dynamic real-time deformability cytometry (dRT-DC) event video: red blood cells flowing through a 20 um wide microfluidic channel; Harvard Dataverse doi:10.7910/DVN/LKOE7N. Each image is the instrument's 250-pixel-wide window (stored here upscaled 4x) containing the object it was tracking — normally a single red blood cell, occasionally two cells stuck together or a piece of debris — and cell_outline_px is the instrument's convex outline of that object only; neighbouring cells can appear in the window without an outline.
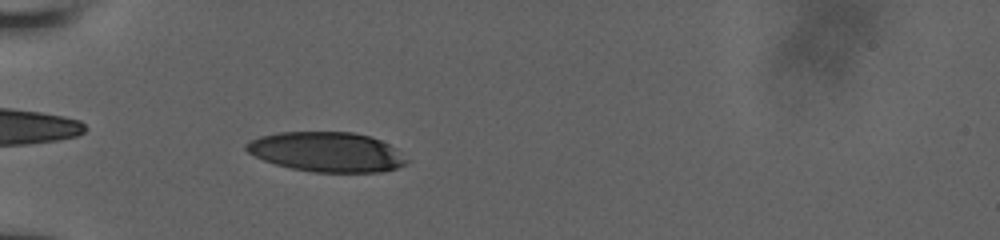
{"species": "human", "species_latin": "Homo sapiens", "temperature_condition": "room temperature", "stored_images_in_passage": 56, "camera_frame_rate_fps": 3000, "um_per_image_px": 0.085, "donor": {"sex": "male"}, "frame": {"image": 1, "passage_image": 20, "time_ms": 6.333, "image_size_px": [1000, 240], "cell_outline_px": [[408, 160], [404, 164], [396, 168], [380, 172], [316, 172], [292, 168], [276, 164], [264, 160], [248, 152], [244, 148], [244, 144], [260, 136], [280, 132], [352, 132], [372, 136], [388, 144]], "centroid_in_image_um": [27.75, 12.91], "position_along_channel_um": 57.2, "area_um2": 36.82}}
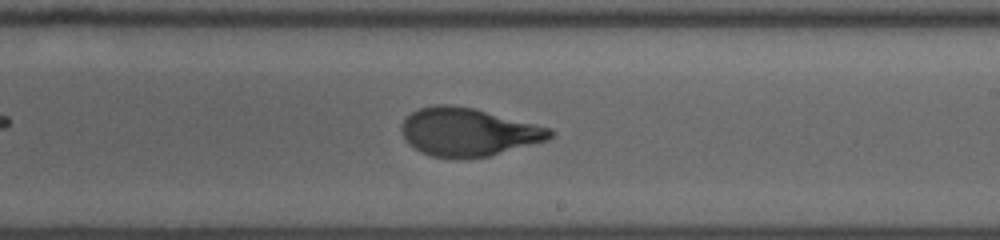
{"frame": {"image": 2, "passage_image": 36, "time_ms": 11.667, "image_size_px": [1000, 240], "cell_outline_px": [[556, 132], [548, 140], [488, 156], [456, 160], [432, 156], [420, 152], [408, 144], [404, 140], [400, 132], [400, 124], [412, 112], [420, 108], [436, 104], [452, 104], [476, 108], [552, 128]], "centroid_in_image_um": [39.78, 11.23], "position_along_channel_um": 249.2, "area_um2": 42.37}}
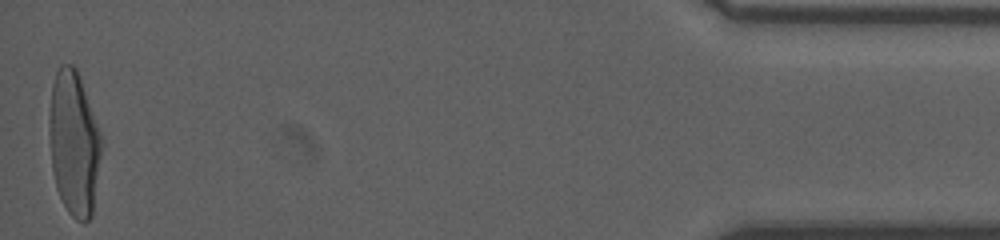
{"frame": {"image": 3, "passage_image": 56, "time_ms": 18.333, "image_size_px": [1000, 240], "cell_outline_px": [[104, 140], [92, 216], [84, 224], [76, 220], [68, 212], [56, 188], [52, 168], [48, 120], [52, 84], [56, 72], [60, 64], [72, 64], [76, 68]], "centroid_in_image_um": [6.3, 12.2], "position_along_channel_um": 428.9, "area_um2": 44.45}, "authors_computed_cell_mechanics": {"area_um2": 41.2981, "velocity_mm_per_s": 3.9132, "shape_relaxation_time_tau1_ms": 6.1997, "shape_relaxation_time_tau2_ms": null, "deformation_change_tau1": 0.2497, "deformation_change_tau2": null}}